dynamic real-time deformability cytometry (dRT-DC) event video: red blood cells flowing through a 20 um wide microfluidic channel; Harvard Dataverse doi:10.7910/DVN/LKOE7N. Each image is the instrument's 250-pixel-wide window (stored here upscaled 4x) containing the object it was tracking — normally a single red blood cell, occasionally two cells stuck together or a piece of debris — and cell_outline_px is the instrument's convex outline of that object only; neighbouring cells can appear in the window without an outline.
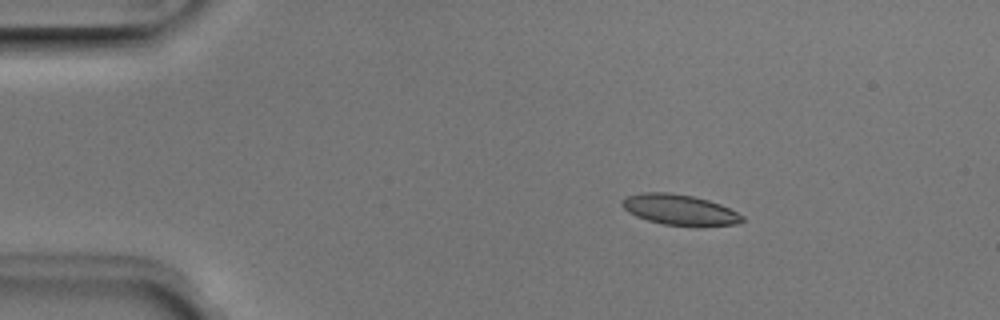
{"species": "Egyptian fruit bat (a non-hibernating species)", "species_latin": "Rousettus aegyptiacus", "temperature_condition": "room temperature", "stored_images_in_passage": 4, "camera_frame_rate_fps": 3000, "um_per_image_px": 0.085, "animal": {"sex": "male"}, "frame": {"image": 1, "passage_image": 2, "time_ms": 0.333, "image_size_px": [1000, 320], "cell_outline_px": [[744, 220], [740, 224], [700, 228], [664, 224], [648, 220], [636, 216], [628, 212], [620, 204], [620, 200], [624, 196], [640, 192], [668, 192], [692, 196], [708, 200], [720, 204], [744, 216]], "centroid_in_image_um": [57.77, 17.85], "position_along_channel_um": 27.2, "area_um2": 22.02}}
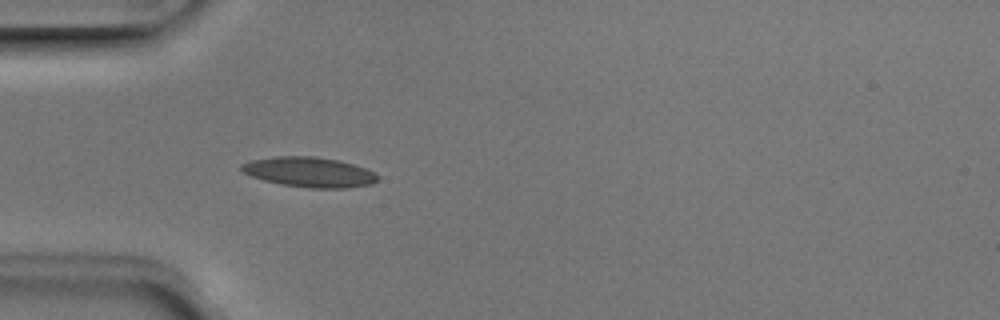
{"frame": {"image": 2, "passage_image": 4, "time_ms": 1.0, "image_size_px": [1000, 320], "cell_outline_px": [[380, 176], [372, 184], [348, 188], [308, 188], [280, 184], [264, 180], [252, 176], [244, 172], [240, 168], [240, 164], [252, 160], [276, 156], [312, 156], [336, 160], [352, 164], [364, 168]], "centroid_in_image_um": [26.28, 14.63], "position_along_channel_um": 58.7, "area_um2": 23.64}}